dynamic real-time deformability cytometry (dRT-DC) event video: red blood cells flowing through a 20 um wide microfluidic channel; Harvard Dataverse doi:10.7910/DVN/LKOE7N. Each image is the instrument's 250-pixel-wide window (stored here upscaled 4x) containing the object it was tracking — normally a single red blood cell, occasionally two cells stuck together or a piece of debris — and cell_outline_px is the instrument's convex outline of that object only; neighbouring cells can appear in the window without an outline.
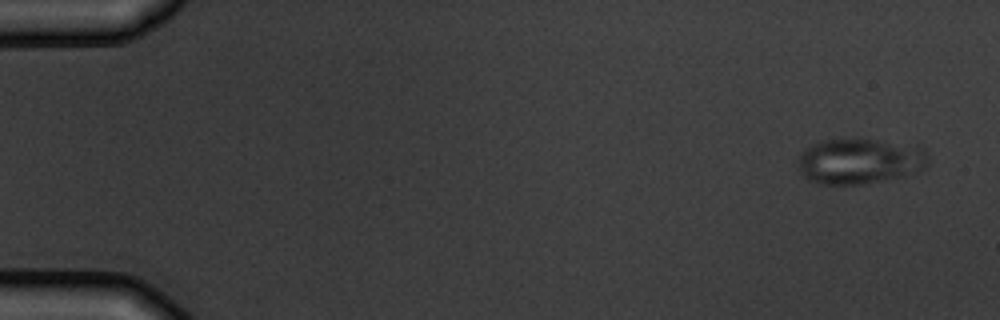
{"species": "common noctule bat (a hibernating species)", "species_latin": "Nyctalus noctula", "temperature_condition": "warm", "stored_images_in_passage": 6, "camera_frame_rate_fps": 3000, "um_per_image_px": 0.085, "animal": {"sex": "male", "body_mass_g": 19.5, "forearm_length_mm": 54.6}, "frame": {"image": 1, "passage_image": 1, "time_ms": 0.0, "image_size_px": [1000, 320], "cell_outline_px": [[928, 164], [924, 168], [916, 172], [904, 176], [864, 184], [820, 184], [808, 180], [800, 172], [796, 160], [800, 152], [804, 148], [816, 140], [876, 140], [920, 144], [924, 148], [928, 156]], "centroid_in_image_um": [73.07, 13.69], "position_along_channel_um": 11.9, "area_um2": 35.2}}